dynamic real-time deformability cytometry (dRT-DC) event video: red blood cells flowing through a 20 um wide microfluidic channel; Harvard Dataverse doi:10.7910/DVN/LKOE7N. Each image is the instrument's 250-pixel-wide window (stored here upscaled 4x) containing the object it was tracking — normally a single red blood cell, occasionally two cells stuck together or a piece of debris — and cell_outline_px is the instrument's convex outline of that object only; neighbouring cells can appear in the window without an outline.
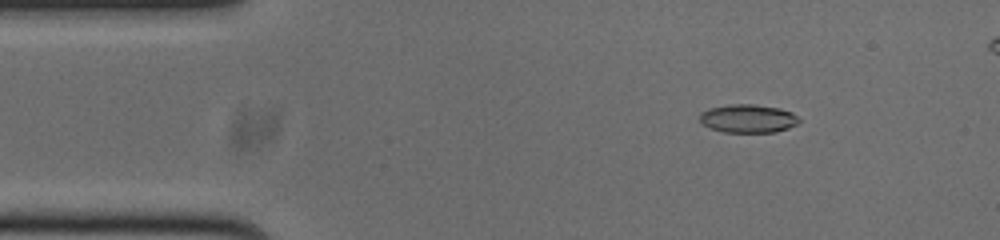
{"species": "common noctule bat (a hibernating species)", "species_latin": "Nyctalus noctula", "temperature_condition": "cold", "stored_images_in_passage": 50, "camera_frame_rate_fps": 3000, "um_per_image_px": 0.085, "animal": {"sex": "male", "body_mass_g": 20.0, "forearm_length_mm": 53.3}, "frame": {"image": 1, "passage_image": 7, "time_ms": 2.0, "image_size_px": [1000, 240], "cell_outline_px": [[800, 120], [796, 124], [788, 128], [776, 132], [724, 132], [700, 124], [700, 112], [708, 108], [732, 104], [756, 104], [780, 108], [792, 112]], "centroid_in_image_um": [63.56, 10.07], "position_along_channel_um": 21.4, "area_um2": 16.47}}
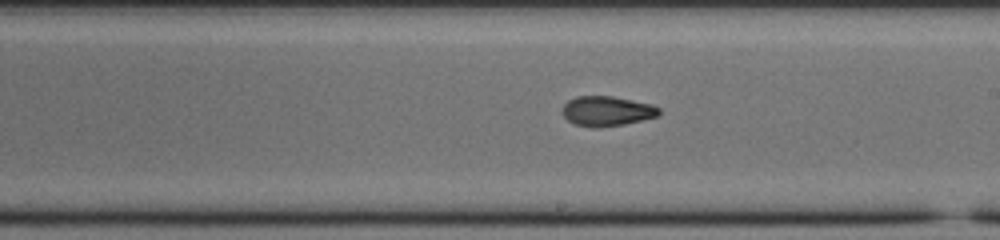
{"frame": {"image": 2, "passage_image": 29, "time_ms": 9.333, "image_size_px": [1000, 240], "cell_outline_px": [[660, 112], [656, 116], [644, 120], [624, 124], [600, 128], [592, 128], [572, 124], [560, 112], [564, 104], [568, 100], [576, 96], [612, 96], [652, 104], [660, 108]], "centroid_in_image_um": [51.55, 9.45], "position_along_channel_um": 237.5, "area_um2": 17.11}}
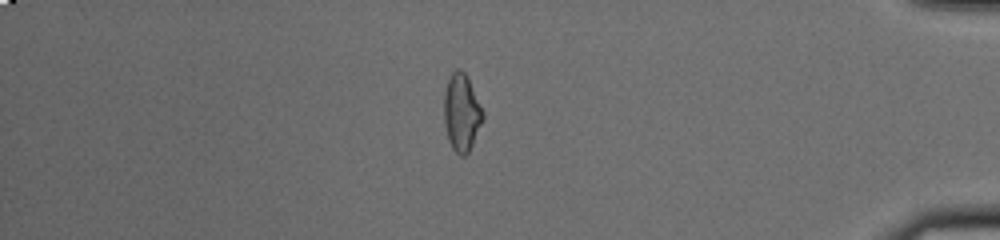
{"frame": {"image": 3, "passage_image": 45, "time_ms": 14.667, "image_size_px": [1000, 240], "cell_outline_px": [[484, 116], [472, 144], [468, 152], [464, 156], [460, 156], [452, 148], [448, 140], [444, 124], [444, 92], [448, 80], [452, 72], [456, 68], [460, 68], [468, 76], [484, 112]], "centroid_in_image_um": [39.23, 9.53], "position_along_channel_um": 396.0, "area_um2": 17.57}, "authors_computed_cell_mechanics": {"area_um2": 17.1377, "velocity_mm_per_s": 3.785, "shape_relaxation_time_tau1_ms": null, "shape_relaxation_time_tau2_ms": 3.3957, "deformation_change_tau1": null, "deformation_change_tau2": 0.0883}}